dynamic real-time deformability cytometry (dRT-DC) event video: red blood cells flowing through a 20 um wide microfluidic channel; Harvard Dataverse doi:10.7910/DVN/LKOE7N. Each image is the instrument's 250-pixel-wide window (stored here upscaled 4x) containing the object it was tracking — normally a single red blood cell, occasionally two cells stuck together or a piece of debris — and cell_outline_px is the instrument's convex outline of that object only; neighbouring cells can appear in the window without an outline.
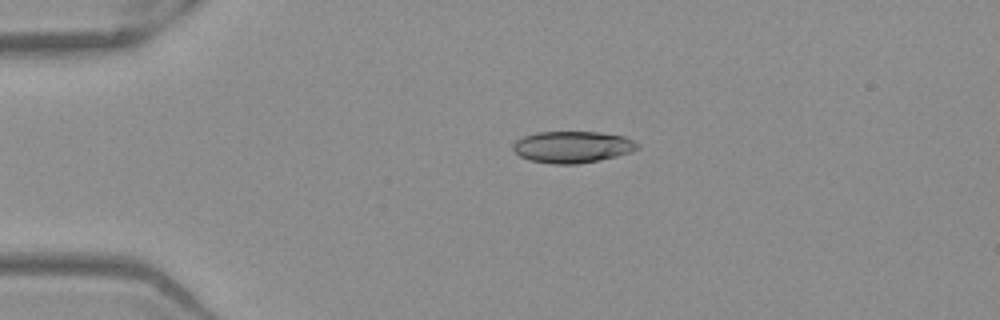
{"species": "Egyptian fruit bat (a non-hibernating species)", "species_latin": "Rousettus aegyptiacus", "temperature_condition": "warm", "stored_images_in_passage": 41, "camera_frame_rate_fps": 3000, "um_per_image_px": 0.085, "frame": {"image": 1, "passage_image": 1, "time_ms": 0.0, "image_size_px": [1000, 320], "cell_outline_px": [[640, 148], [616, 156], [576, 164], [552, 164], [528, 160], [520, 156], [512, 148], [512, 144], [516, 140], [524, 136], [536, 132], [600, 132], [624, 136], [640, 144]], "centroid_in_image_um": [48.63, 12.48], "position_along_channel_um": 36.4, "area_um2": 22.89}}
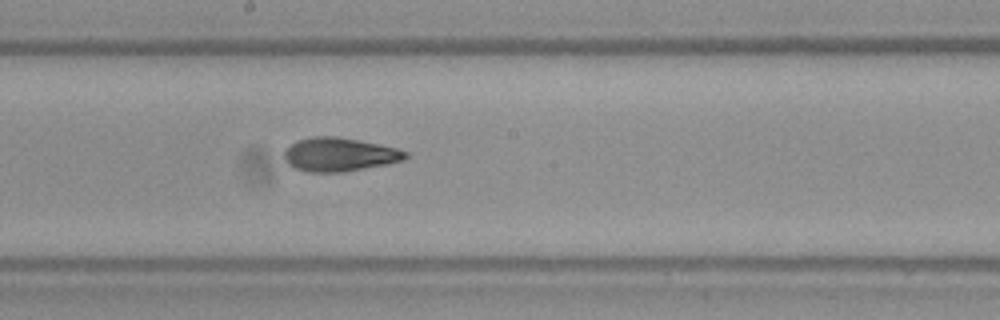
{"frame": {"image": 2, "passage_image": 18, "time_ms": 5.667, "image_size_px": [1000, 320], "cell_outline_px": [[408, 156], [404, 160], [388, 164], [340, 172], [308, 172], [296, 168], [288, 164], [284, 160], [284, 152], [296, 140], [312, 136], [336, 136], [360, 140], [396, 148], [408, 152]], "centroid_in_image_um": [28.85, 13.12], "position_along_channel_um": 219.4, "area_um2": 23.76}}
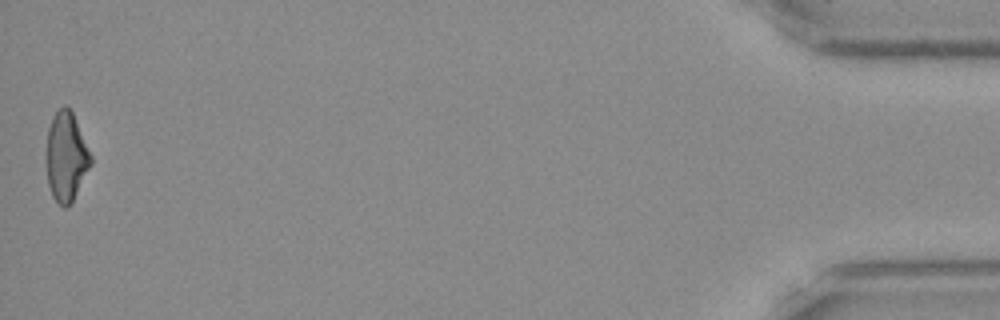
{"frame": {"image": 3, "passage_image": 41, "time_ms": 13.333, "image_size_px": [1000, 320], "cell_outline_px": [[92, 164], [72, 200], [64, 208], [52, 196], [48, 184], [48, 128], [52, 116], [64, 104], [72, 112], [92, 156]], "centroid_in_image_um": [5.65, 13.3], "position_along_channel_um": 429.6, "area_um2": 22.43}, "authors_computed_cell_mechanics": {"area_um2": 23.409, "velocity_mm_per_s": 3.9481, "shape_relaxation_time_tau1_ms": 6.0894, "shape_relaxation_time_tau2_ms": 2.6017, "deformation_change_tau1": 0.1804, "deformation_change_tau2": 0.1}}